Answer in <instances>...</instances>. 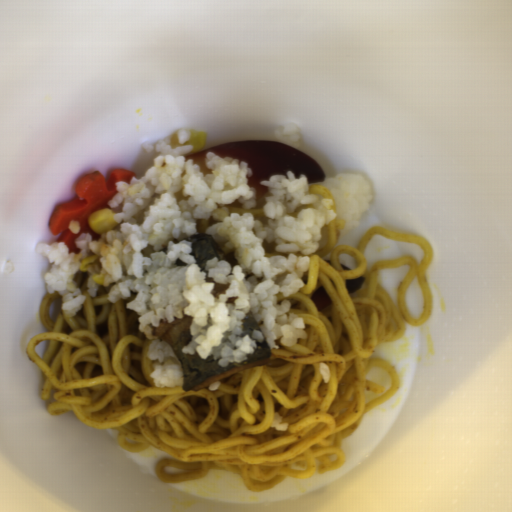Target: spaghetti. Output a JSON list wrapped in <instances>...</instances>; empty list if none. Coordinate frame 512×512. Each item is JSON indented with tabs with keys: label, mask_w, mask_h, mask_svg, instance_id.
<instances>
[{
	"label": "spaghetti",
	"mask_w": 512,
	"mask_h": 512,
	"mask_svg": "<svg viewBox=\"0 0 512 512\" xmlns=\"http://www.w3.org/2000/svg\"><path fill=\"white\" fill-rule=\"evenodd\" d=\"M269 192H267L264 196H262L259 200L256 201L255 207L250 209L242 208H226L225 211L228 214H252L255 219H257L261 224H266L268 219L264 213L265 205L267 203V197L269 196Z\"/></svg>",
	"instance_id": "spaghetti-2"
},
{
	"label": "spaghetti",
	"mask_w": 512,
	"mask_h": 512,
	"mask_svg": "<svg viewBox=\"0 0 512 512\" xmlns=\"http://www.w3.org/2000/svg\"><path fill=\"white\" fill-rule=\"evenodd\" d=\"M308 185H309V191L312 192L313 194L317 195L318 200L325 199V198H329L332 200V202H333L332 209L335 213V211L337 209L335 200H334L333 196L331 195V193L328 191V189L325 188L324 186H320V185L313 184V183L308 184Z\"/></svg>",
	"instance_id": "spaghetti-3"
},
{
	"label": "spaghetti",
	"mask_w": 512,
	"mask_h": 512,
	"mask_svg": "<svg viewBox=\"0 0 512 512\" xmlns=\"http://www.w3.org/2000/svg\"><path fill=\"white\" fill-rule=\"evenodd\" d=\"M346 221L337 216L321 228L318 249L301 276L302 287L288 297L291 312L307 333L294 345L271 348L269 362L219 381L217 390L156 387L155 365L146 352L150 340L138 327L139 315L126 304L136 298L108 300L99 285L88 292L87 270L73 282L85 297L78 313L66 314L59 292H46L38 310L46 331L31 338L26 356L42 374L39 397L52 400L50 416L72 412L84 425L117 432L120 448L139 453L153 446L172 458L156 462L163 483L201 480L212 470L236 473L247 491L276 487L286 478L306 479L341 469L342 443L362 424L367 412L389 400L401 387L397 370L373 357L377 346L401 339L407 325L428 321L433 295L426 269L432 245L420 235L372 226L357 248L339 244ZM420 245L413 257L381 260L367 271L363 254L374 235ZM356 261L352 270L338 264L340 254ZM410 265L397 304L377 283L379 271ZM365 277L358 292L347 294L345 279ZM423 291L421 316L410 317L405 291L414 278ZM323 286L332 304L317 311L310 296ZM331 375L324 382L320 363ZM388 371V391L365 404L368 370ZM274 412L289 422L285 431L271 428Z\"/></svg>",
	"instance_id": "spaghetti-1"
}]
</instances>
